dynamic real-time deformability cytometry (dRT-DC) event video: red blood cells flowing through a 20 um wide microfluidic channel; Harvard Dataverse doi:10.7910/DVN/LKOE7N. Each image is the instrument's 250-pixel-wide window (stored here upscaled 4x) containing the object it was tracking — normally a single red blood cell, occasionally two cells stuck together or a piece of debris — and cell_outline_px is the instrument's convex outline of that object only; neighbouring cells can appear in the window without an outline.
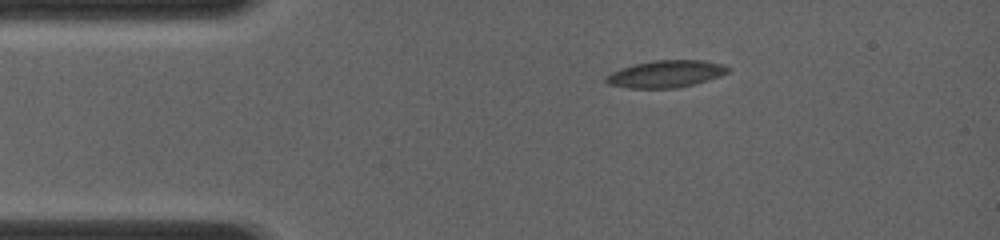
{"species": "common noctule bat (a hibernating species)", "species_latin": "Nyctalus noctula", "temperature_condition": "room temperature", "stored_images_in_passage": 10, "camera_frame_rate_fps": 4000, "um_per_image_px": 0.085, "animal": {"sex": "female", "body_mass_g": 19.0, "forearm_length_mm": 56.7}, "frame": {"image": 1, "passage_image": 1, "time_ms": 0.0, "image_size_px": [1000, 240], "cell_outline_px": [[732, 68], [728, 72], [720, 76], [708, 80], [676, 88], [628, 88], [608, 84], [604, 80], [604, 76], [620, 68], [652, 60], [704, 60], [724, 64]], "centroid_in_image_um": [56.6, 6.28], "position_along_channel_um": 28.4, "area_um2": 19.36}}
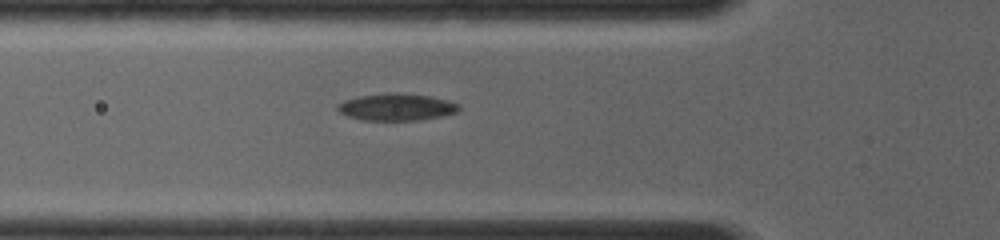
{"frame": {"image": 2, "passage_image": 5, "time_ms": 2.5, "image_size_px": [1000, 240], "cell_outline_px": [[460, 108], [456, 112], [440, 116], [416, 120], [364, 120], [348, 116], [340, 112], [336, 108], [336, 104], [344, 100], [360, 96], [396, 92], [428, 96], [448, 100], [460, 104]], "centroid_in_image_um": [33.69, 9.09], "position_along_channel_um": 92.1, "area_um2": 18.9}}
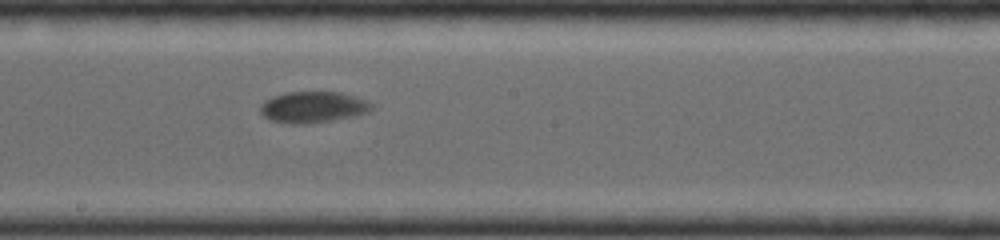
{"frame": {"image": 3, "passage_image": 10, "time_ms": 5.5, "image_size_px": [1000, 240], "cell_outline_px": [[372, 108], [368, 112], [356, 116], [332, 120], [268, 120], [260, 112], [260, 104], [264, 100], [272, 96], [288, 92], [340, 92], [356, 96], [368, 100], [372, 104]], "centroid_in_image_um": [26.66, 9.03], "position_along_channel_um": 221.5, "area_um2": 19.36}}